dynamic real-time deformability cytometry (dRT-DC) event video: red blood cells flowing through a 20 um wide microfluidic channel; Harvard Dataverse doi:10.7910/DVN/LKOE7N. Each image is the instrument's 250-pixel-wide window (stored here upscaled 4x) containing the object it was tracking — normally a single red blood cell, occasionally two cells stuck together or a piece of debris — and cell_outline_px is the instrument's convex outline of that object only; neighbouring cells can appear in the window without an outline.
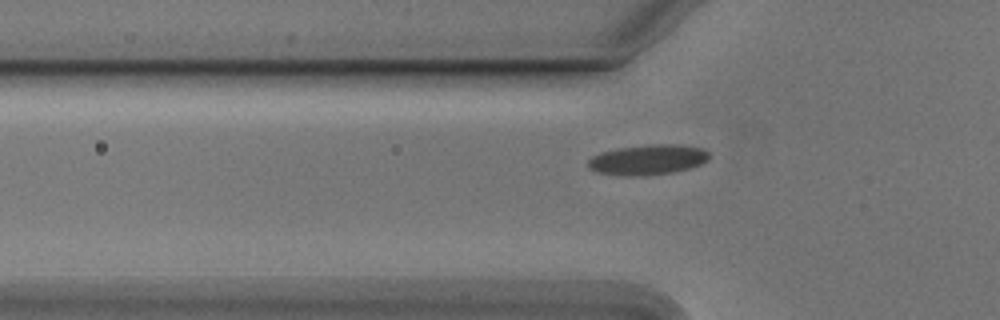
{"species": "Egyptian fruit bat (a non-hibernating species)", "species_latin": "Rousettus aegyptiacus", "temperature_condition": "cold", "stored_images_in_passage": 41, "camera_frame_rate_fps": 3000, "um_per_image_px": 0.085, "animal": {"sex": "male"}, "frame": {"image": 1, "passage_image": 7, "time_ms": 2.0, "image_size_px": [1000, 320], "cell_outline_px": [[708, 160], [700, 164], [688, 168], [672, 172], [644, 176], [624, 176], [600, 172], [588, 168], [588, 160], [592, 156], [600, 152], [616, 148], [652, 144], [680, 144], [704, 148], [708, 152]], "centroid_in_image_um": [55.05, 13.56], "position_along_channel_um": 70.7, "area_um2": 21.39}}
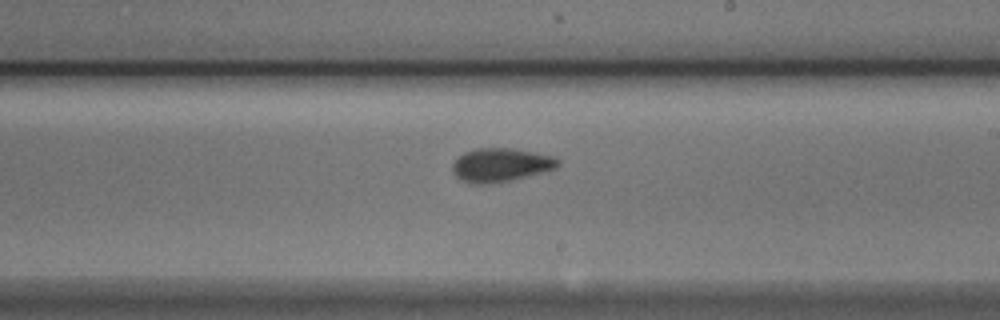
{"frame": {"image": 2, "passage_image": 21, "time_ms": 6.667, "image_size_px": [1000, 320], "cell_outline_px": [[560, 164], [556, 168], [500, 184], [468, 184], [460, 180], [452, 172], [452, 164], [464, 152], [476, 148], [512, 148], [552, 156], [560, 160]], "centroid_in_image_um": [42.53, 14.05], "position_along_channel_um": 246.5, "area_um2": 20.98}}
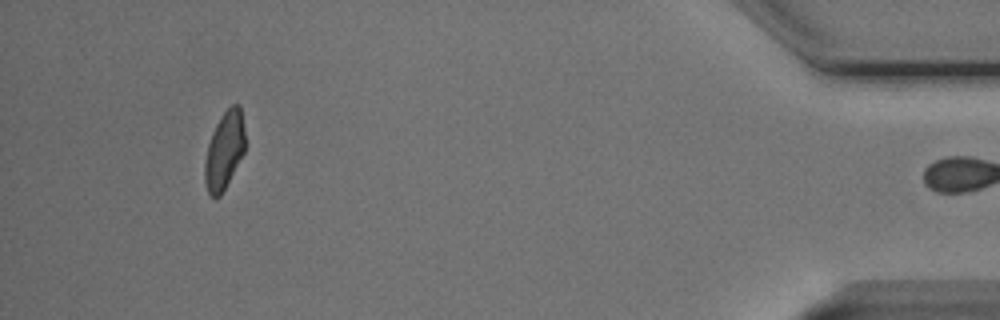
{"frame": {"image": 3, "passage_image": 40, "time_ms": 13.0, "image_size_px": [1000, 320], "cell_outline_px": [[244, 152], [220, 196], [216, 200], [208, 192], [204, 180], [204, 164], [208, 144], [212, 132], [220, 116], [232, 104], [240, 104], [244, 128]], "centroid_in_image_um": [19.05, 12.78], "position_along_channel_um": 416.1, "area_um2": 18.09}, "authors_computed_cell_mechanics": {"area_um2": 19.5942, "velocity_mm_per_s": 3.7587, "shape_relaxation_time_tau1_ms": 3.3848, "shape_relaxation_time_tau2_ms": 1.6675, "deformation_change_tau1": 0.1159, "deformation_change_tau2": 0.071}}